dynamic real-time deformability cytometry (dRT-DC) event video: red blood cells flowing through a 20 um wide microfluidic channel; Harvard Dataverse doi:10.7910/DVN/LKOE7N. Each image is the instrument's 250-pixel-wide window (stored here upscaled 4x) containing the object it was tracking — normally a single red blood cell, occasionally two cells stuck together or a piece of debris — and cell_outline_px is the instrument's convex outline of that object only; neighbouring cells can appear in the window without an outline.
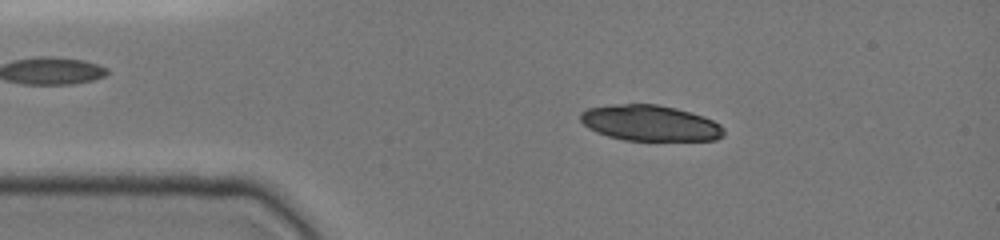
{"species": "common noctule bat (a hibernating species)", "species_latin": "Nyctalus noctula", "temperature_condition": "cold", "stored_images_in_passage": 47, "camera_frame_rate_fps": 3000, "um_per_image_px": 0.085, "animal": {"sex": "female", "body_mass_g": 19.0, "forearm_length_mm": 51.5}, "frame": {"image": 1, "passage_image": 8, "time_ms": 2.333, "image_size_px": [1000, 240], "cell_outline_px": [[724, 136], [716, 140], [624, 140], [608, 136], [596, 132], [584, 124], [580, 120], [580, 112], [588, 108], [624, 104], [656, 104], [676, 108], [704, 116], [720, 124], [724, 128]], "centroid_in_image_um": [55.28, 10.46], "position_along_channel_um": 29.7, "area_um2": 29.77}}